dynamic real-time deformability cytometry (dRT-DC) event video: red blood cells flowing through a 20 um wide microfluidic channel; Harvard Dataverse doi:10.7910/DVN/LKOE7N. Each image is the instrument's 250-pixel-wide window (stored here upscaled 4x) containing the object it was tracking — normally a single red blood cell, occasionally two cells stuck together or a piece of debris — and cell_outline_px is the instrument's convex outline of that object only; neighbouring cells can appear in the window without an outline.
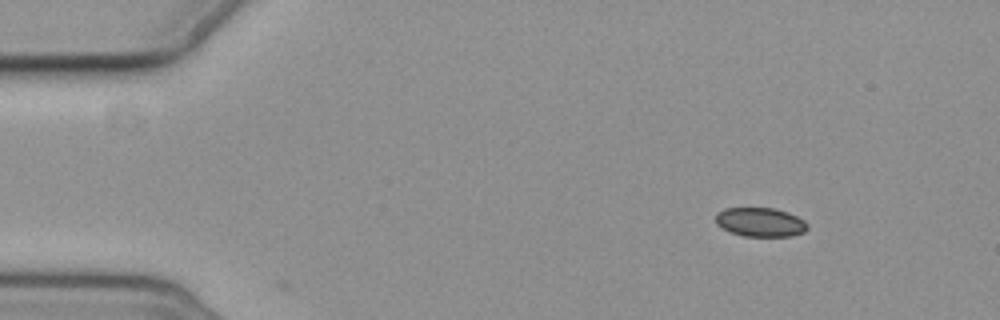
{"species": "common noctule bat (a hibernating species)", "species_latin": "Nyctalus noctula", "temperature_condition": "cold", "stored_images_in_passage": 4, "camera_frame_rate_fps": 3000, "um_per_image_px": 0.085, "animal": {"sex": "female", "body_mass_g": 19.3, "forearm_length_mm": 54.1}, "frame": {"image": 1, "passage_image": 1, "time_ms": 0.0, "image_size_px": [1000, 320], "cell_outline_px": [[808, 228], [804, 232], [792, 236], [744, 236], [732, 232], [716, 224], [716, 212], [724, 208], [772, 208], [788, 212], [804, 220], [808, 224]], "centroid_in_image_um": [64.64, 18.88], "position_along_channel_um": 20.4, "area_um2": 15.49}}
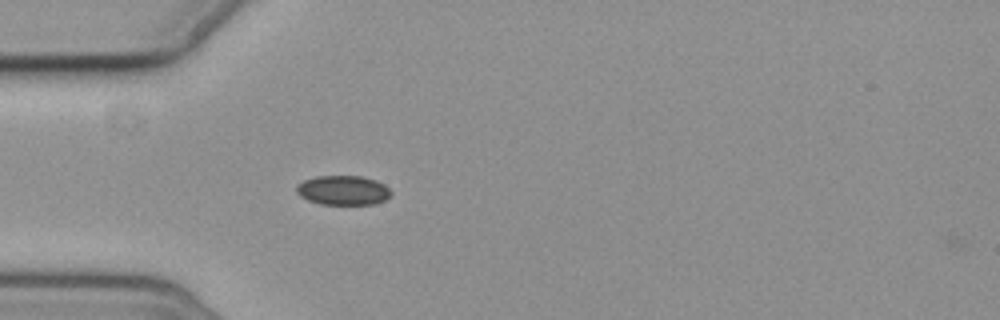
{"frame": {"image": 2, "passage_image": 4, "time_ms": 3.333, "image_size_px": [1000, 320], "cell_outline_px": [[392, 192], [384, 200], [376, 204], [320, 204], [308, 200], [300, 196], [296, 192], [296, 184], [304, 180], [316, 176], [360, 176], [376, 180], [384, 184]], "centroid_in_image_um": [29.14, 16.17], "position_along_channel_um": 55.9, "area_um2": 16.24}}